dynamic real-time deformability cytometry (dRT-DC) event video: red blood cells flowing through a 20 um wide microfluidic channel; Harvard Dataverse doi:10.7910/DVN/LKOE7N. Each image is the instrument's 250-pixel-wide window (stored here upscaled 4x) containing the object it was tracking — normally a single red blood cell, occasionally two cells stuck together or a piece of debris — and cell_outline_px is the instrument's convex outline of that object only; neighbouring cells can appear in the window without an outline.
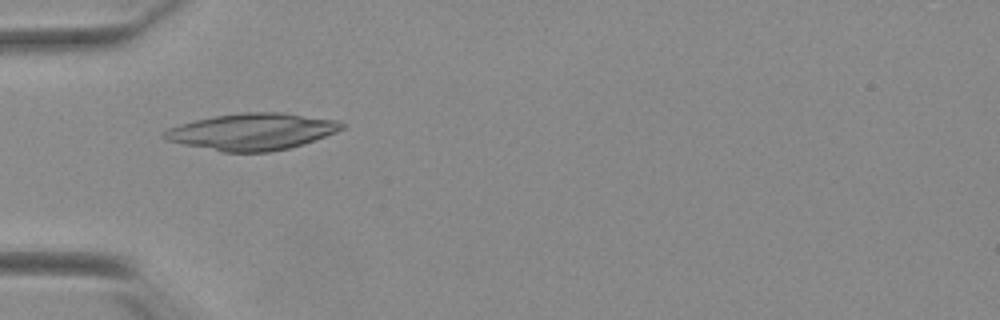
{"species": "Egyptian fruit bat (a non-hibernating species)", "species_latin": "Rousettus aegyptiacus", "temperature_condition": "warm", "stored_images_in_passage": 32, "camera_frame_rate_fps": 3000, "um_per_image_px": 0.085, "animal": {"sex": "female"}, "frame": {"image": 1, "passage_image": 1, "time_ms": 0.0, "image_size_px": [1000, 320], "cell_outline_px": [[344, 128], [336, 132], [288, 148], [268, 152], [224, 152], [184, 144], [168, 140], [160, 136], [168, 128], [180, 124], [196, 120], [216, 116], [240, 112], [284, 112], [336, 120], [344, 124]], "centroid_in_image_um": [21.42, 11.18], "position_along_channel_um": 63.6, "area_um2": 37.51}}
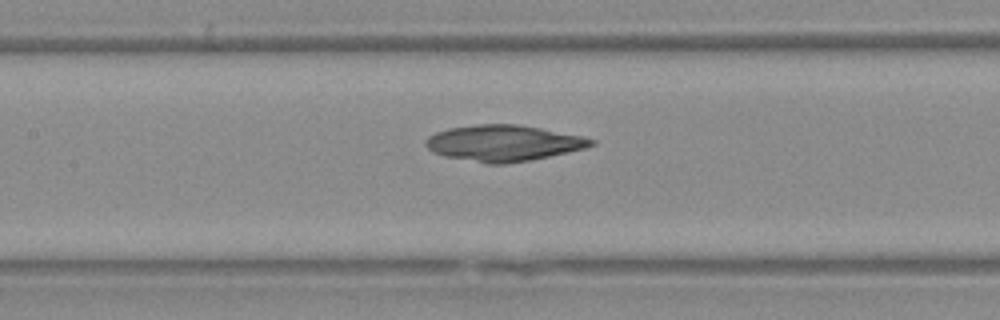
{"frame": {"image": 2, "passage_image": 9, "time_ms": 2.667, "image_size_px": [1000, 320], "cell_outline_px": [[596, 144], [584, 148], [548, 156], [528, 160], [504, 164], [488, 164], [444, 156], [432, 152], [424, 144], [428, 136], [436, 132], [448, 128], [476, 124], [516, 124], [540, 128], [580, 136], [596, 140]], "centroid_in_image_um": [42.74, 12.16], "position_along_channel_um": 164.7, "area_um2": 34.51}}
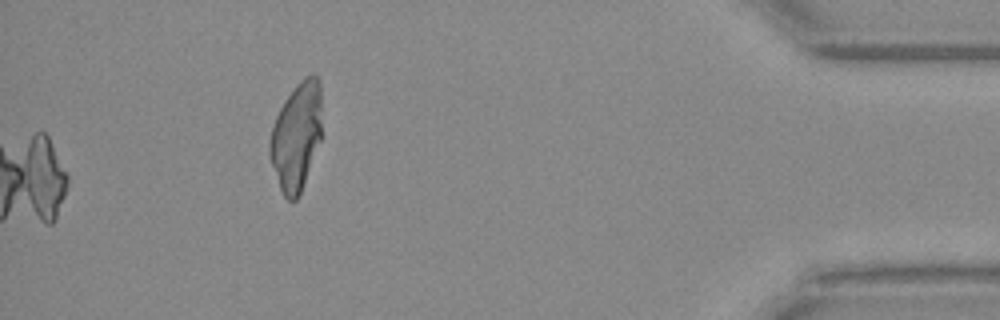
{"frame": {"image": 3, "passage_image": 32, "time_ms": 10.333, "image_size_px": [1000, 320], "cell_outline_px": [[320, 140], [300, 196], [296, 200], [288, 200], [284, 196], [280, 188], [268, 152], [268, 144], [272, 128], [276, 116], [284, 100], [296, 84], [304, 76], [312, 72], [316, 76], [320, 84]], "centroid_in_image_um": [25.18, 11.58], "position_along_channel_um": 410.0, "area_um2": 32.54}}